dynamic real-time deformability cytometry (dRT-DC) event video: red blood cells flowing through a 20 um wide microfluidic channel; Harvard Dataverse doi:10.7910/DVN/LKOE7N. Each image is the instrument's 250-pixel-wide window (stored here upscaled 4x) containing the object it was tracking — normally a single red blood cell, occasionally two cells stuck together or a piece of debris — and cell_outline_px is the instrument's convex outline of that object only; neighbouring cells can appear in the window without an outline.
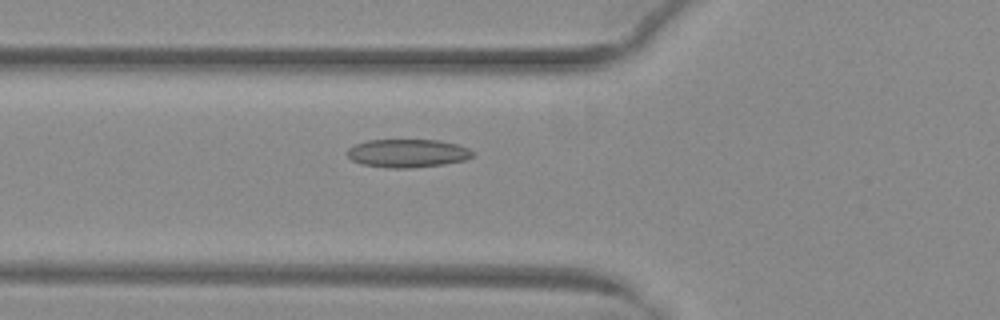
{"species": "common noctule bat (a hibernating species)", "species_latin": "Nyctalus noctula", "temperature_condition": "warm", "stored_images_in_passage": 37, "camera_frame_rate_fps": 3000, "um_per_image_px": 0.085, "animal": {"sex": "female", "body_mass_g": 29.2, "forearm_length_mm": 56.3}, "frame": {"image": 1, "passage_image": 5, "time_ms": 1.333, "image_size_px": [1000, 320], "cell_outline_px": [[476, 152], [472, 156], [464, 160], [444, 164], [412, 168], [392, 168], [360, 164], [352, 160], [348, 156], [348, 148], [356, 144], [368, 140], [436, 140], [456, 144], [468, 148]], "centroid_in_image_um": [34.65, 13.03], "position_along_channel_um": 91.2, "area_um2": 20.58}}
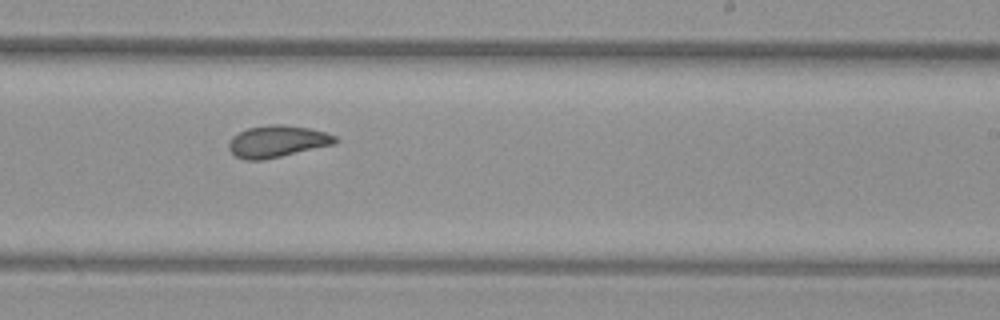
{"frame": {"image": 2, "passage_image": 18, "time_ms": 5.667, "image_size_px": [1000, 320], "cell_outline_px": [[340, 140], [336, 144], [264, 160], [244, 160], [236, 156], [228, 148], [228, 144], [232, 136], [248, 128], [272, 124], [280, 124], [308, 128], [324, 132], [336, 136]], "centroid_in_image_um": [23.58, 12.03], "position_along_channel_um": 265.4, "area_um2": 19.77}}
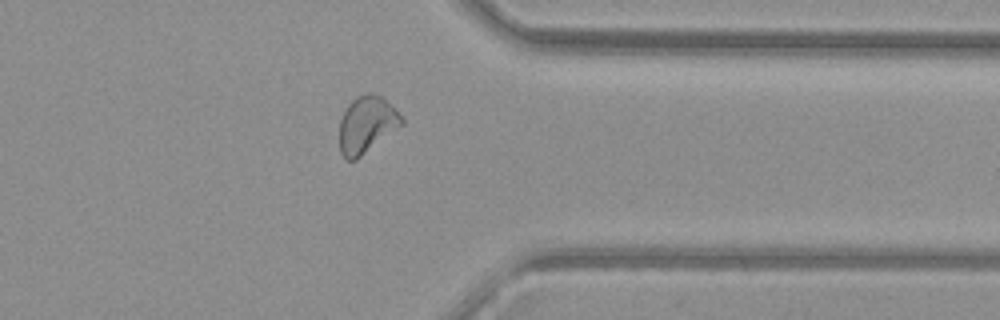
{"frame": {"image": 3, "passage_image": 27, "time_ms": 8.667, "image_size_px": [1000, 320], "cell_outline_px": [[404, 124], [356, 160], [344, 160], [340, 152], [340, 120], [348, 104], [356, 96], [368, 92], [372, 92], [380, 96], [396, 108], [404, 120]], "centroid_in_image_um": [31.17, 10.59], "position_along_channel_um": 380.2, "area_um2": 20.75}, "authors_computed_cell_mechanics": {"area_um2": 20.0566, "velocity_mm_per_s": 4.0258, "shape_relaxation_time_tau1_ms": 9.1885, "shape_relaxation_time_tau2_ms": 2.2855, "deformation_change_tau1": 0.1708, "deformation_change_tau2": 0.0754}}